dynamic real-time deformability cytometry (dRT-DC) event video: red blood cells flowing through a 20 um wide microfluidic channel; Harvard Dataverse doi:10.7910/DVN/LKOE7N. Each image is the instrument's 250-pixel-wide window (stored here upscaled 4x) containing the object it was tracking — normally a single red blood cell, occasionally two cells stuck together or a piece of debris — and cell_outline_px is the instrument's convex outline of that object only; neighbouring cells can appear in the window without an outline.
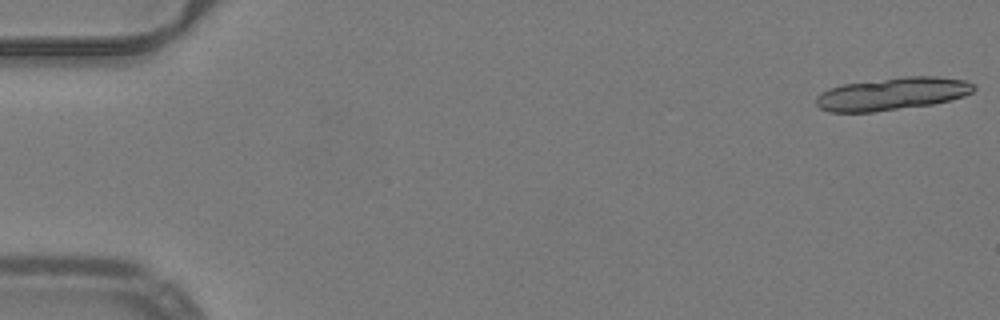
{"species": "common noctule bat (a hibernating species)", "species_latin": "Nyctalus noctula", "temperature_condition": "warm", "stored_images_in_passage": 18, "camera_frame_rate_fps": 3000, "um_per_image_px": 0.085, "animal": {"sex": "male", "body_mass_g": 19.2, "forearm_length_mm": 51.8}, "frame": {"image": 1, "passage_image": 1, "time_ms": 0.0, "image_size_px": [1000, 320], "cell_outline_px": [[976, 88], [972, 92], [964, 96], [932, 104], [872, 112], [828, 112], [820, 108], [816, 104], [816, 96], [820, 92], [828, 88], [840, 84], [904, 76], [936, 76], [968, 80], [976, 84]], "centroid_in_image_um": [75.83, 7.96], "position_along_channel_um": 9.2, "area_um2": 30.29}}